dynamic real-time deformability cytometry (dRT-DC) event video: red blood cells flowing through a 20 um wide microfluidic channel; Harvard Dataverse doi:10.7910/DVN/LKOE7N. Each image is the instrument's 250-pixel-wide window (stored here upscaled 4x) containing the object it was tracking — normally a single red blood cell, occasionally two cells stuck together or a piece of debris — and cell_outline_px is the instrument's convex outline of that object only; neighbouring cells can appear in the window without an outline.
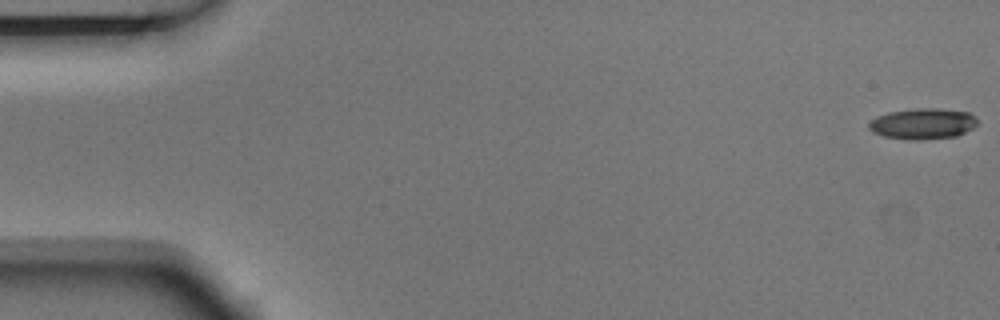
{"species": "Egyptian fruit bat (a non-hibernating species)", "species_latin": "Rousettus aegyptiacus", "temperature_condition": "room temperature", "stored_images_in_passage": 6, "camera_frame_rate_fps": 3000, "um_per_image_px": 0.085, "animal": {"sex": "male"}, "frame": {"image": 1, "passage_image": 1, "time_ms": 0.0, "image_size_px": [1000, 320], "cell_outline_px": [[976, 124], [972, 128], [956, 136], [916, 140], [908, 140], [884, 136], [872, 132], [868, 128], [868, 124], [876, 116], [888, 112], [916, 108], [940, 108], [968, 112], [976, 116]], "centroid_in_image_um": [78.41, 10.51], "position_along_channel_um": 6.6, "area_um2": 19.54}}
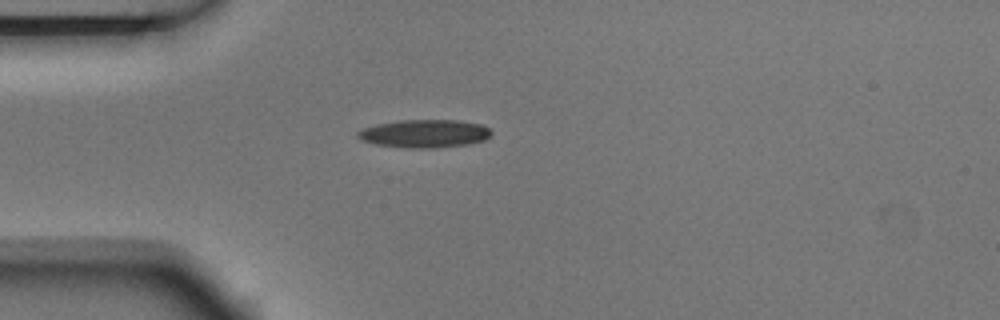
{"frame": {"image": 2, "passage_image": 5, "time_ms": 1.333, "image_size_px": [1000, 320], "cell_outline_px": [[492, 132], [484, 140], [468, 144], [436, 148], [408, 148], [376, 144], [364, 140], [356, 136], [356, 132], [364, 128], [376, 124], [400, 120], [456, 120], [480, 124], [488, 128]], "centroid_in_image_um": [36.07, 11.35], "position_along_channel_um": 48.9, "area_um2": 21.68}}